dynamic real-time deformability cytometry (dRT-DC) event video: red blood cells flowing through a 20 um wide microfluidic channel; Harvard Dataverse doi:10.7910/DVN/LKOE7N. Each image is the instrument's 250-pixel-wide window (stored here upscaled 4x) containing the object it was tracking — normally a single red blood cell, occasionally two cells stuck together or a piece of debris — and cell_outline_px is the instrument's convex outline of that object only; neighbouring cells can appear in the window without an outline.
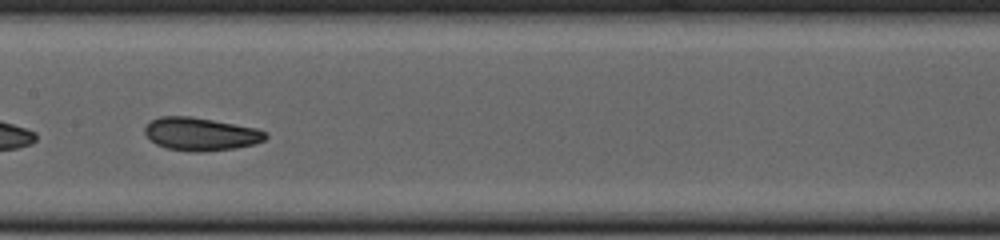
{"species": "common noctule bat (a hibernating species)", "species_latin": "Nyctalus noctula", "temperature_condition": "cold", "stored_images_in_passage": 39, "camera_frame_rate_fps": 3000, "um_per_image_px": 0.085, "animal": {"sex": "female", "body_mass_g": 23.0, "forearm_length_mm": 53.4}, "frame": {"image": 1, "passage_image": 23, "time_ms": 7.333, "image_size_px": [1000, 240], "cell_outline_px": [[268, 136], [264, 140], [256, 144], [236, 148], [204, 152], [196, 152], [168, 148], [156, 144], [144, 132], [144, 128], [152, 120], [160, 116], [188, 116], [212, 120], [256, 128], [268, 132]], "centroid_in_image_um": [17.1, 11.4], "position_along_channel_um": 190.3, "area_um2": 23.12}, "authors_computed_cell_mechanics": {"area_um2": 23.0622, "velocity_mm_per_s": 3.7651, "shape_relaxation_time_tau1_ms": 4.6727, "shape_relaxation_time_tau2_ms": 1.3997, "deformation_change_tau1": 0.1484, "deformation_change_tau2": 0.0599}}